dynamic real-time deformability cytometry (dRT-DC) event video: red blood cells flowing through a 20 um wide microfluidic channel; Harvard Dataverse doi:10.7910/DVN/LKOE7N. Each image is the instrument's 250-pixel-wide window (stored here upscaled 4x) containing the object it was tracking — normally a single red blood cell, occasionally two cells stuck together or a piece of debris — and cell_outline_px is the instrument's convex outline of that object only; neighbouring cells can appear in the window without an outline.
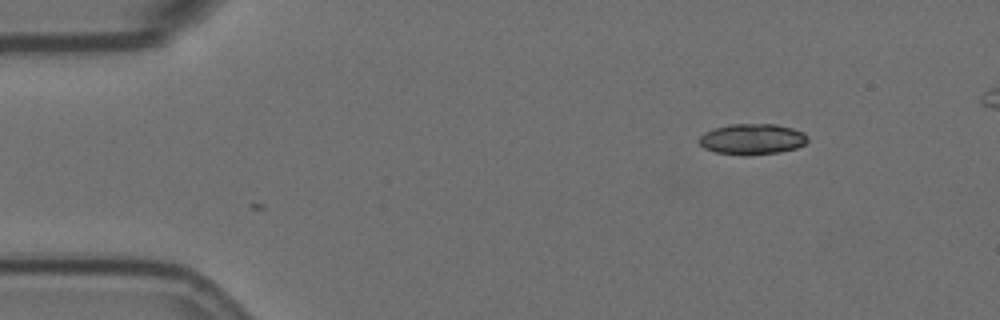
{"species": "Egyptian fruit bat (a non-hibernating species)", "species_latin": "Rousettus aegyptiacus", "temperature_condition": "room temperature", "stored_images_in_passage": 2, "camera_frame_rate_fps": 3000, "um_per_image_px": 0.085, "animal": {"sex": "female"}, "frame": {"image": 1, "passage_image": 1, "time_ms": 0.0, "image_size_px": [1000, 320], "cell_outline_px": [[808, 140], [804, 144], [796, 148], [780, 152], [716, 152], [704, 148], [700, 144], [700, 136], [704, 132], [712, 128], [732, 124], [776, 124], [792, 128], [804, 132], [808, 136]], "centroid_in_image_um": [63.97, 11.77], "position_along_channel_um": 21.0, "area_um2": 18.67}}